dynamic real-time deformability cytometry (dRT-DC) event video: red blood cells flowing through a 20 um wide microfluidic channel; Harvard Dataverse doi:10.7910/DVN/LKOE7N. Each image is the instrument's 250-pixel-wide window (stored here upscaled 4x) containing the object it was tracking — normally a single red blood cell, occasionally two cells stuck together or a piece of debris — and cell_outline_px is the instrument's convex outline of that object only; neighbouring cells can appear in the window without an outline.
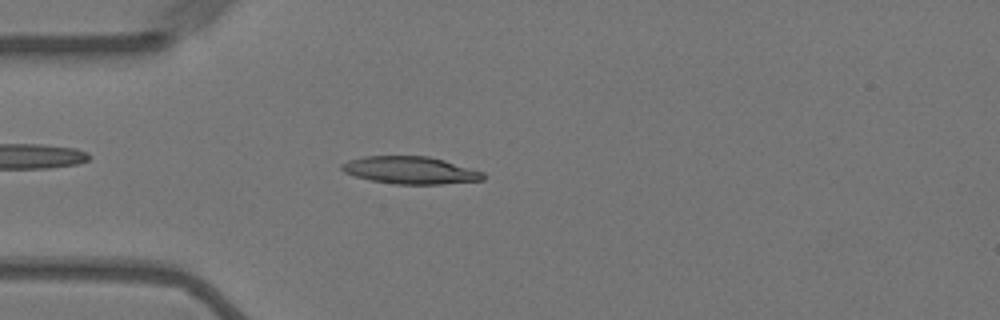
{"species": "Egyptian fruit bat (a non-hibernating species)", "species_latin": "Rousettus aegyptiacus", "temperature_condition": "warm", "stored_images_in_passage": 42, "camera_frame_rate_fps": 3000, "um_per_image_px": 0.085, "animal": {"sex": "female"}, "frame": {"image": 1, "passage_image": 9, "time_ms": 2.667, "image_size_px": [1000, 320], "cell_outline_px": [[484, 180], [440, 184], [396, 184], [372, 180], [356, 176], [344, 172], [340, 168], [340, 164], [348, 160], [364, 156], [428, 156], [444, 160], [484, 172]], "centroid_in_image_um": [34.87, 14.46], "position_along_channel_um": 50.1, "area_um2": 22.48}}
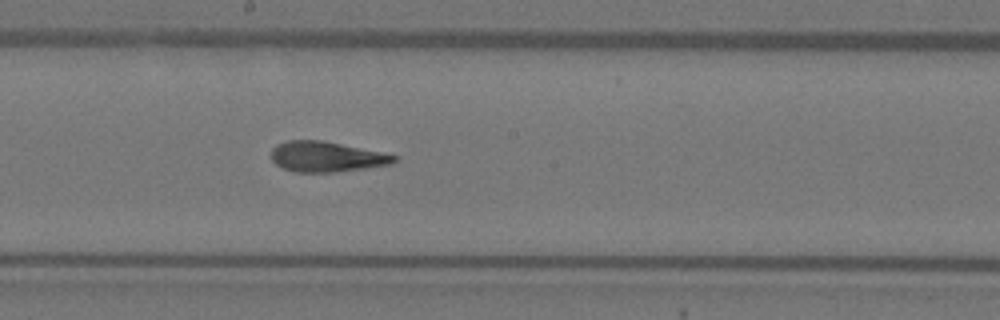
{"frame": {"image": 2, "passage_image": 24, "time_ms": 7.667, "image_size_px": [1000, 320], "cell_outline_px": [[396, 160], [392, 164], [364, 168], [332, 172], [296, 172], [284, 168], [276, 164], [272, 160], [272, 148], [276, 144], [288, 140], [324, 140], [380, 152], [396, 156]], "centroid_in_image_um": [27.71, 13.31], "position_along_channel_um": 220.5, "area_um2": 21.5}}
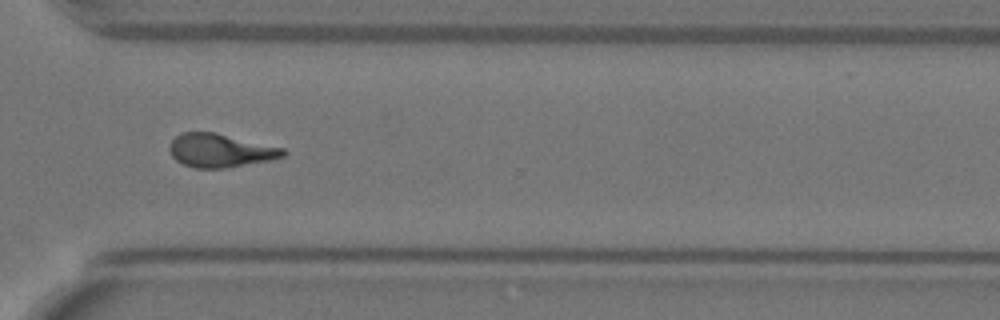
{"frame": {"image": 3, "passage_image": 35, "time_ms": 11.333, "image_size_px": [1000, 320], "cell_outline_px": [[288, 152], [284, 156], [268, 160], [224, 168], [196, 168], [184, 164], [176, 160], [172, 156], [168, 148], [168, 144], [180, 132], [216, 132], [284, 148]], "centroid_in_image_um": [18.7, 12.78], "position_along_channel_um": 351.9, "area_um2": 22.14}, "authors_computed_cell_mechanics": {"area_um2": 22.0796, "velocity_mm_per_s": 3.6016, "shape_relaxation_time_tau1_ms": 6.8342, "shape_relaxation_time_tau2_ms": 1.6958, "deformation_change_tau1": 0.237, "deformation_change_tau2": 0.1056}}